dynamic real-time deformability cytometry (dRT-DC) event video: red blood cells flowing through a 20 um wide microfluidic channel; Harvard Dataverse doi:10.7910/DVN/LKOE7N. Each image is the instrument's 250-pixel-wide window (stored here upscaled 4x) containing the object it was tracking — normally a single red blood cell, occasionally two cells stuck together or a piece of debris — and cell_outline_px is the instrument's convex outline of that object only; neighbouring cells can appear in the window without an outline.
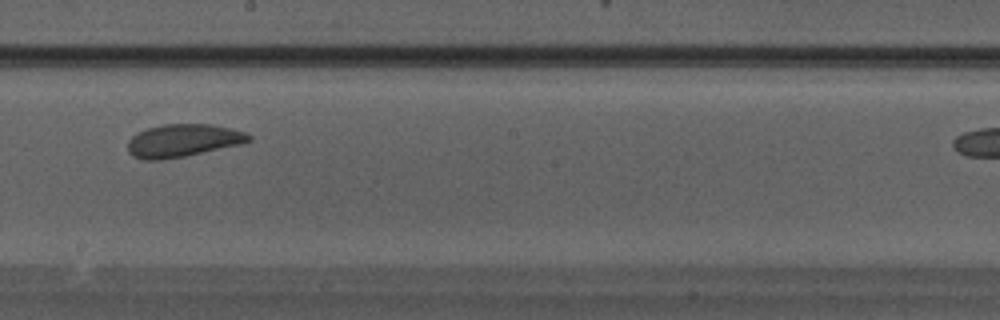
{"species": "Egyptian fruit bat (a non-hibernating species)", "species_latin": "Rousettus aegyptiacus", "temperature_condition": "warm", "stored_images_in_passage": 22, "camera_frame_rate_fps": 3000, "um_per_image_px": 0.085, "animal": {"sex": "male"}, "frame": {"image": 1, "passage_image": 13, "time_ms": 4.0, "image_size_px": [1000, 320], "cell_outline_px": [[252, 140], [240, 144], [184, 156], [160, 160], [144, 160], [132, 156], [128, 152], [128, 140], [136, 132], [148, 128], [164, 124], [212, 124], [232, 128], [244, 132], [252, 136]], "centroid_in_image_um": [15.53, 11.94], "position_along_channel_um": 232.7, "area_um2": 23.12}}
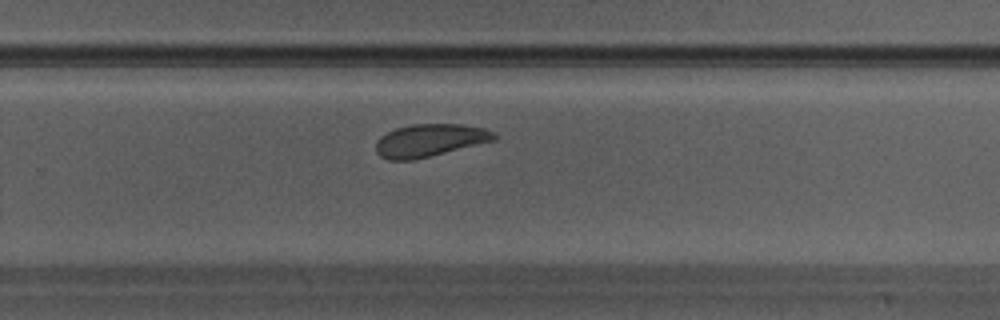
{"frame": {"image": 2, "passage_image": 16, "time_ms": 5.0, "image_size_px": [1000, 320], "cell_outline_px": [[496, 140], [412, 160], [388, 160], [380, 156], [376, 152], [376, 140], [380, 136], [396, 128], [412, 124], [464, 124], [484, 128], [492, 132], [496, 136]], "centroid_in_image_um": [36.5, 11.92], "position_along_channel_um": 293.3, "area_um2": 22.37}}